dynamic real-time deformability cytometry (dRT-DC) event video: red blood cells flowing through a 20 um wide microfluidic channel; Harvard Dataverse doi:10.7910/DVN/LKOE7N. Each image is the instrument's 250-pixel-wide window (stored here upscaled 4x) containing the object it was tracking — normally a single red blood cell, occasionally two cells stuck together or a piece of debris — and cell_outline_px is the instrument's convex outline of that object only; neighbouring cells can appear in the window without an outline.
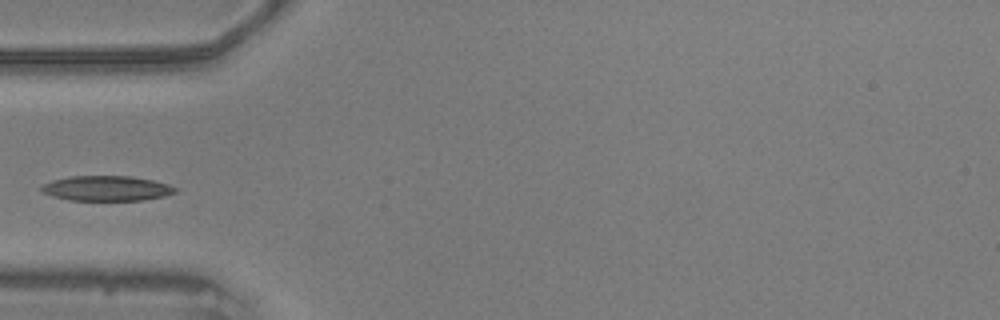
{"species": "common noctule bat (a hibernating species)", "species_latin": "Nyctalus noctula", "temperature_condition": "warm", "stored_images_in_passage": 15, "camera_frame_rate_fps": 3000, "um_per_image_px": 0.085, "animal": {"sex": "male", "body_mass_g": 20.5, "forearm_length_mm": 52.5}, "frame": {"image": 1, "passage_image": 1, "time_ms": 0.0, "image_size_px": [1000, 320], "cell_outline_px": [[176, 192], [164, 196], [144, 200], [68, 200], [52, 196], [40, 192], [40, 188], [44, 184], [52, 180], [72, 176], [132, 176], [152, 180], [168, 184], [176, 188]], "centroid_in_image_um": [9.04, 16.01], "position_along_channel_um": 76.0, "area_um2": 19.54}}
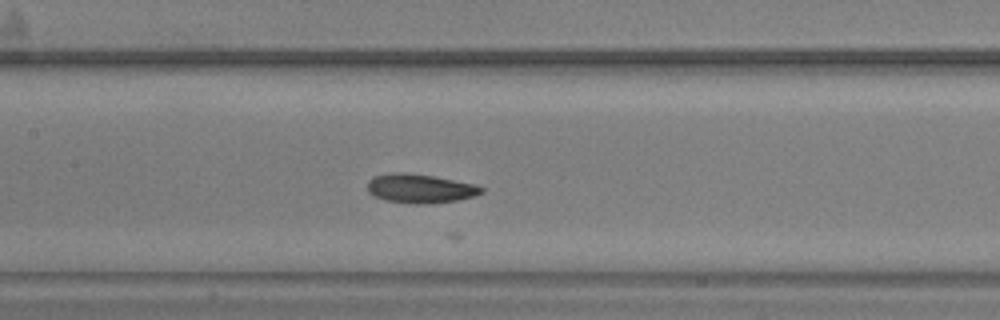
{"frame": {"image": 2, "passage_image": 9, "time_ms": 2.667, "image_size_px": [1000, 320], "cell_outline_px": [[484, 192], [476, 196], [456, 200], [428, 204], [412, 204], [384, 200], [368, 192], [368, 180], [376, 176], [392, 172], [408, 172], [432, 176], [476, 184], [484, 188]], "centroid_in_image_um": [35.73, 16.02], "position_along_channel_um": 171.7, "area_um2": 19.36}}
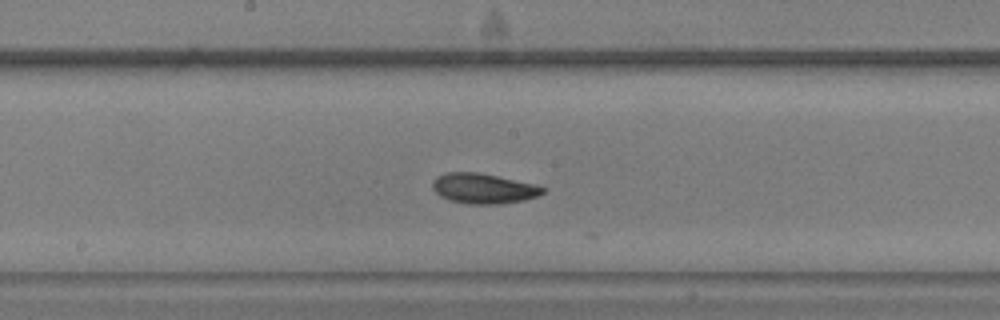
{"frame": {"image": 3, "passage_image": 12, "time_ms": 3.667, "image_size_px": [1000, 320], "cell_outline_px": [[548, 188], [540, 196], [524, 200], [500, 204], [468, 204], [452, 200], [440, 196], [432, 188], [432, 184], [436, 176], [448, 172], [476, 172], [536, 184]], "centroid_in_image_um": [41.14, 16.02], "position_along_channel_um": 207.1, "area_um2": 19.42}}